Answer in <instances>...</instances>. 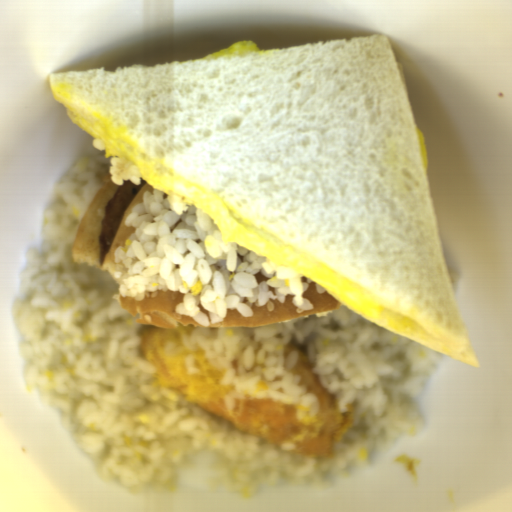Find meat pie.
Returning <instances> with one entry per match:
<instances>
[{
  "label": "meat pie",
  "mask_w": 512,
  "mask_h": 512,
  "mask_svg": "<svg viewBox=\"0 0 512 512\" xmlns=\"http://www.w3.org/2000/svg\"><path fill=\"white\" fill-rule=\"evenodd\" d=\"M136 185L128 179L124 181L114 192L110 201L105 206V213L101 222L98 262L103 267L105 258L110 252L116 233L129 206L137 196L140 189L148 182L144 177L139 178Z\"/></svg>",
  "instance_id": "b5893723"
}]
</instances>
